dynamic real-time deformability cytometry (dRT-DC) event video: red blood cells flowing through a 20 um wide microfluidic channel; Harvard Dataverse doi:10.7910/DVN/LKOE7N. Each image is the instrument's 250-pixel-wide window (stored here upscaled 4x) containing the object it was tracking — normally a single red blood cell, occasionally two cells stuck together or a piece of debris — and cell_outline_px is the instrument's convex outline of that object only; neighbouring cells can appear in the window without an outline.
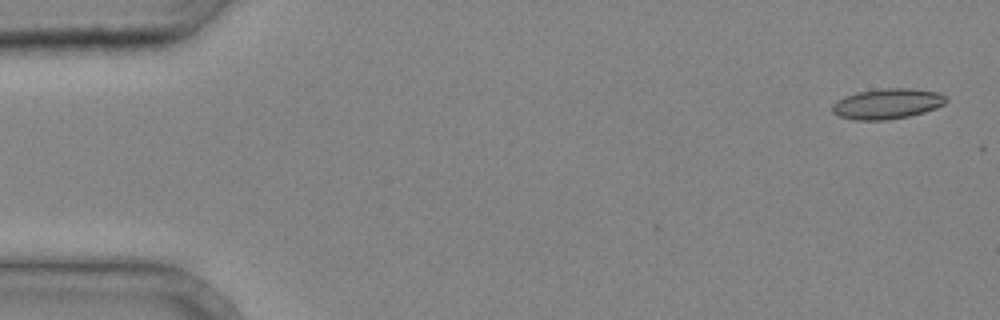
{"species": "common noctule bat (a hibernating species)", "species_latin": "Nyctalus noctula", "temperature_condition": "cold", "stored_images_in_passage": 5, "segment_of_instrument_passage": [2, 2], "camera_frame_rate_fps": 3000, "um_per_image_px": 0.085, "animal": {"sex": "male", "body_mass_g": 20.4}, "frame": {"image": 1, "passage_image": 5, "time_ms": 1.333, "image_size_px": [1000, 320], "cell_outline_px": [[948, 100], [944, 104], [936, 108], [924, 112], [908, 116], [884, 120], [856, 120], [840, 116], [832, 112], [832, 104], [836, 100], [844, 96], [856, 92], [884, 88], [912, 88], [936, 92], [944, 96]], "centroid_in_image_um": [75.39, 8.81], "position_along_channel_um": 9.6, "area_um2": 20.11}}